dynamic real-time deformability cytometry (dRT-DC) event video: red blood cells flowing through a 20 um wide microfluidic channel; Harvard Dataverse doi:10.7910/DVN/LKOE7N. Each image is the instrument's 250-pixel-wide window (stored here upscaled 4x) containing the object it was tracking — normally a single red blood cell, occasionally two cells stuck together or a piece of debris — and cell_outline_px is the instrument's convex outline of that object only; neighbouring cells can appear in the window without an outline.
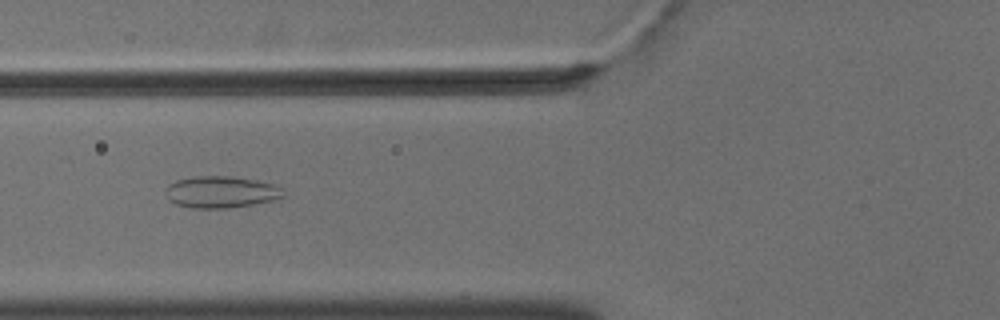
{"species": "common noctule bat (a hibernating species)", "species_latin": "Nyctalus noctula", "temperature_condition": "cold", "stored_images_in_passage": 35, "camera_frame_rate_fps": 3000, "um_per_image_px": 0.085, "animal": {"sex": "male", "body_mass_g": 18.8}, "frame": {"image": 1, "passage_image": 4, "time_ms": 1.0, "image_size_px": [1000, 320], "cell_outline_px": [[284, 196], [276, 200], [228, 208], [192, 208], [176, 204], [168, 200], [164, 192], [164, 188], [168, 184], [176, 180], [192, 176], [232, 176], [256, 180], [272, 184], [280, 188]], "centroid_in_image_um": [18.72, 16.32], "position_along_channel_um": 107.1, "area_um2": 21.91}}
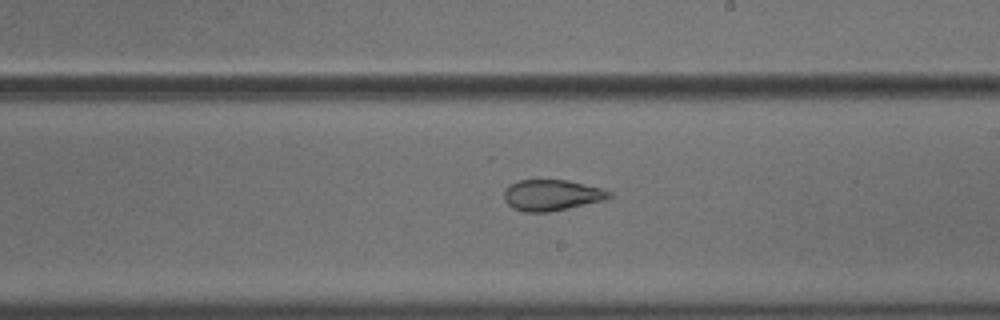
{"frame": {"image": 2, "passage_image": 15, "time_ms": 4.667, "image_size_px": [1000, 320], "cell_outline_px": [[612, 196], [604, 200], [568, 208], [548, 212], [524, 212], [512, 208], [504, 200], [504, 192], [512, 184], [520, 180], [568, 180], [600, 188], [612, 192]], "centroid_in_image_um": [46.9, 16.59], "position_along_channel_um": 242.1, "area_um2": 18.79}}
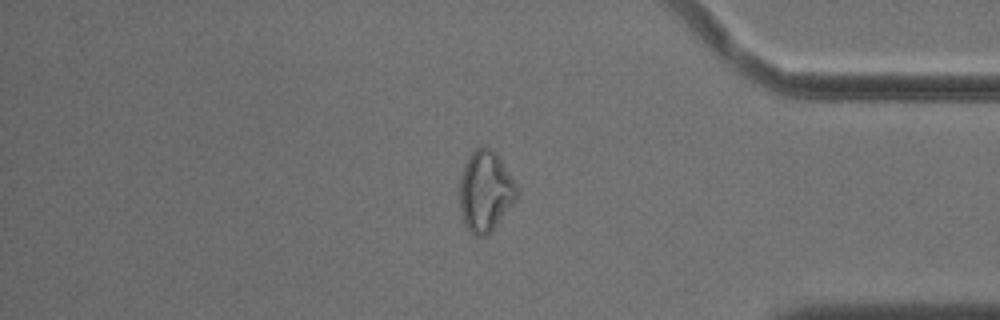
{"frame": {"image": 3, "passage_image": 29, "time_ms": 9.333, "image_size_px": [1000, 320], "cell_outline_px": [[520, 192], [516, 200], [492, 232], [488, 236], [476, 236], [464, 224], [460, 208], [460, 176], [464, 164], [468, 156], [476, 148], [484, 144], [500, 160], [520, 188]], "centroid_in_image_um": [41.27, 16.28], "position_along_channel_um": 393.9, "area_um2": 27.05}}